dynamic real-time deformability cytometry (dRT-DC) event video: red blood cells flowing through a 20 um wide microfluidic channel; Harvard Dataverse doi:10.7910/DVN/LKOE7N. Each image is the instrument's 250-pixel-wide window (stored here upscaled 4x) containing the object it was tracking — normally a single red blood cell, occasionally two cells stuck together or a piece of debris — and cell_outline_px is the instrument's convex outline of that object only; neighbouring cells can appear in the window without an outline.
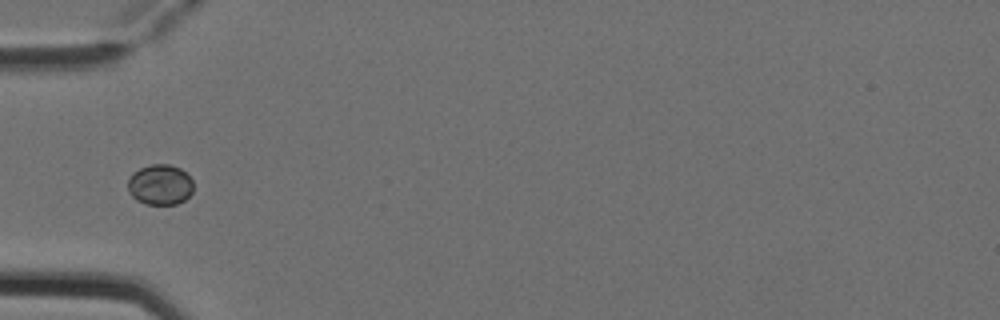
{"species": "Egyptian fruit bat (a non-hibernating species)", "species_latin": "Rousettus aegyptiacus", "temperature_condition": "cold", "stored_images_in_passage": 6, "camera_frame_rate_fps": 3000, "um_per_image_px": 0.085, "animal": {"sex": "female"}, "frame": {"image": 1, "passage_image": 4, "time_ms": 1.0, "image_size_px": [1000, 320], "cell_outline_px": [[192, 192], [184, 200], [176, 204], [144, 204], [136, 200], [132, 196], [128, 188], [128, 180], [132, 172], [140, 168], [152, 164], [168, 164], [180, 168], [192, 180]], "centroid_in_image_um": [13.58, 15.7], "position_along_channel_um": 71.4, "area_um2": 15.37}}
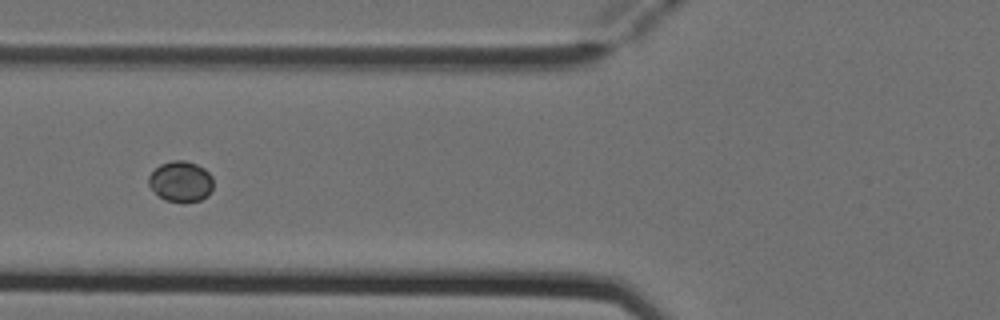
{"frame": {"image": 2, "passage_image": 5, "time_ms": 1.333, "image_size_px": [1000, 320], "cell_outline_px": [[212, 192], [208, 196], [200, 200], [164, 200], [148, 184], [148, 176], [160, 164], [172, 160], [184, 160], [196, 164], [204, 168], [212, 176]], "centroid_in_image_um": [15.38, 15.39], "position_along_channel_um": 110.4, "area_um2": 15.03}}
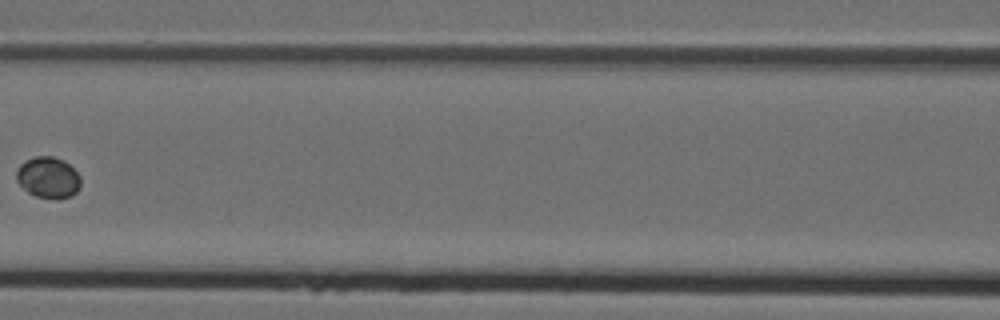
{"frame": {"image": 3, "passage_image": 6, "time_ms": 1.667, "image_size_px": [1000, 320], "cell_outline_px": [[80, 188], [72, 196], [36, 196], [28, 192], [16, 180], [16, 172], [20, 164], [24, 160], [36, 156], [52, 156], [64, 160], [80, 176]], "centroid_in_image_um": [4.08, 15.04], "position_along_channel_um": 162.5, "area_um2": 15.03}}